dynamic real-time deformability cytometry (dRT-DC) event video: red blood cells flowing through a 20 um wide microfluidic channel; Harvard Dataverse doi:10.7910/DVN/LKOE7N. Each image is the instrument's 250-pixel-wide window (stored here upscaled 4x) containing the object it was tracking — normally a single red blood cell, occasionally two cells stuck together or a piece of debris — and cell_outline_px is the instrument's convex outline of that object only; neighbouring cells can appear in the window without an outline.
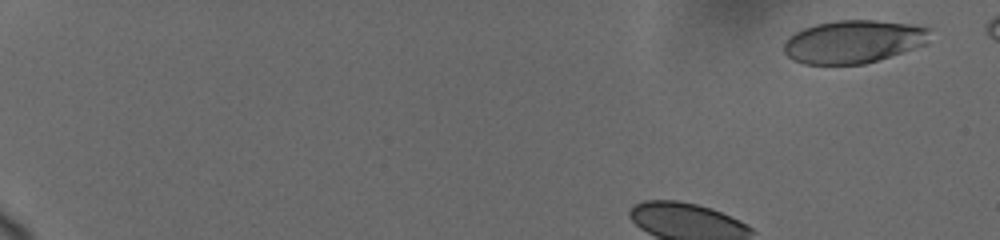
{"species": "human", "species_latin": "Homo sapiens", "temperature_condition": "cold", "stored_images_in_passage": 26, "camera_frame_rate_fps": 3000, "um_per_image_px": 0.085, "donor": {"sex": "female"}, "frame": {"image": 1, "passage_image": 1, "time_ms": 0.0, "image_size_px": [1000, 240], "cell_outline_px": [[932, 28], [928, 44], [864, 64], [804, 64], [792, 60], [784, 52], [784, 44], [788, 36], [804, 28], [816, 24], [836, 20], [876, 20], [916, 24]], "centroid_in_image_um": [72.59, 3.53], "position_along_channel_um": 12.4, "area_um2": 36.93}}
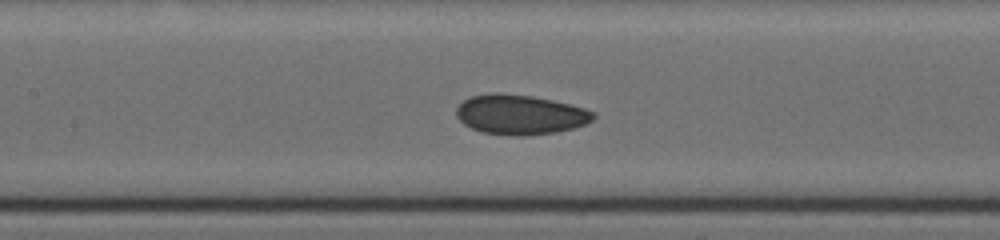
{"frame": {"image": 2, "passage_image": 15, "time_ms": 7.333, "image_size_px": [1000, 240], "cell_outline_px": [[596, 116], [592, 120], [584, 124], [572, 128], [556, 132], [528, 136], [516, 136], [484, 132], [472, 128], [464, 124], [456, 116], [456, 108], [464, 100], [472, 96], [492, 92], [500, 92], [532, 96], [552, 100], [584, 108], [596, 112]], "centroid_in_image_um": [44.21, 9.73], "position_along_channel_um": 163.2, "area_um2": 31.73}}
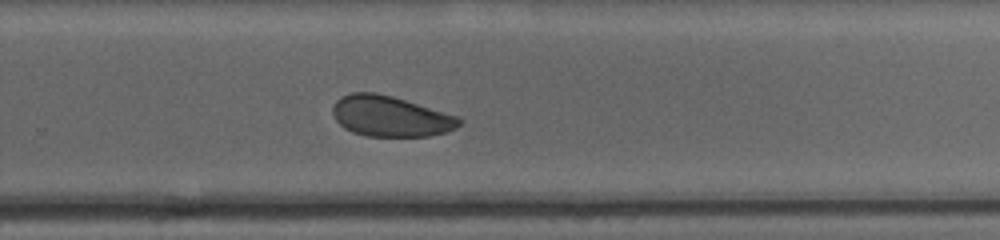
{"frame": {"image": 3, "passage_image": 26, "time_ms": 11.0, "image_size_px": [1000, 240], "cell_outline_px": [[460, 124], [456, 128], [448, 132], [428, 136], [368, 136], [352, 132], [344, 128], [336, 120], [332, 112], [332, 108], [336, 100], [340, 96], [352, 92], [376, 92], [392, 96], [456, 116], [460, 120]], "centroid_in_image_um": [33.13, 9.88], "position_along_channel_um": 296.7, "area_um2": 29.77}}